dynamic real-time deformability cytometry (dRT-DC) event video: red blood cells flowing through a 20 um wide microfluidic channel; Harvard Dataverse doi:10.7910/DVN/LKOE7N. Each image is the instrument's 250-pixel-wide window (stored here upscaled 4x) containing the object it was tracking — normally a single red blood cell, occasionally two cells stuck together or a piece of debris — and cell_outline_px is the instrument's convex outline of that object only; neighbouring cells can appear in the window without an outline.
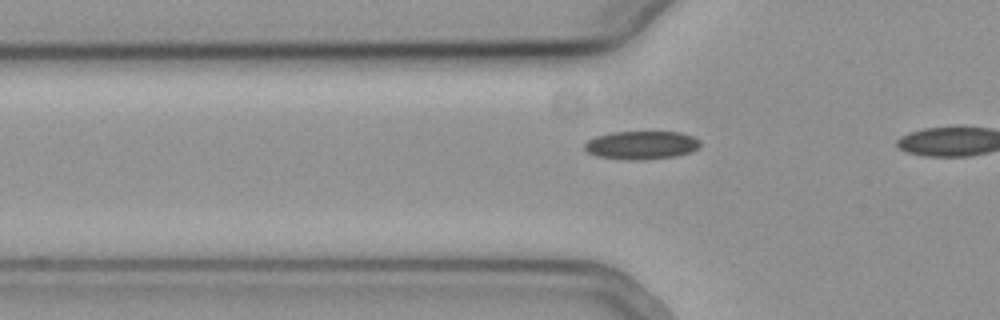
{"species": "common noctule bat (a hibernating species)", "species_latin": "Nyctalus noctula", "temperature_condition": "cold", "stored_images_in_passage": 5, "camera_frame_rate_fps": 3000, "um_per_image_px": 0.085, "animal": {"sex": "female", "body_mass_g": 19.3, "forearm_length_mm": 54.1}, "frame": {"image": 1, "passage_image": 3, "time_ms": 0.667, "image_size_px": [1000, 320], "cell_outline_px": [[700, 144], [692, 152], [676, 156], [640, 160], [628, 160], [596, 156], [588, 152], [584, 148], [584, 144], [588, 140], [596, 136], [612, 132], [680, 132], [692, 136], [700, 140]], "centroid_in_image_um": [54.51, 12.34], "position_along_channel_um": 71.3, "area_um2": 19.07}}